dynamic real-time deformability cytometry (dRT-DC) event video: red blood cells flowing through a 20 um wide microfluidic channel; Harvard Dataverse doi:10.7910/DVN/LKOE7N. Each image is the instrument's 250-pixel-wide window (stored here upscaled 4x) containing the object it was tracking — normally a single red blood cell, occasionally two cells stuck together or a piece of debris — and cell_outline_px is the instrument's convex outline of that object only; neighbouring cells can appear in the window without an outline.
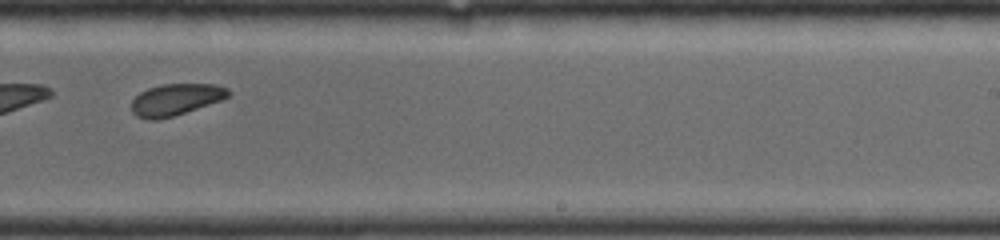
{"species": "common noctule bat (a hibernating species)", "species_latin": "Nyctalus noctula", "temperature_condition": "room temperature", "stored_images_in_passage": 31, "camera_frame_rate_fps": 4000, "um_per_image_px": 0.085, "animal": {"sex": "female", "body_mass_g": 19.0, "forearm_length_mm": 56.7}, "frame": {"image": 1, "passage_image": 18, "time_ms": 4.25, "image_size_px": [1000, 240], "cell_outline_px": [[232, 92], [228, 96], [220, 100], [172, 116], [156, 120], [148, 120], [136, 116], [132, 112], [132, 100], [140, 92], [148, 88], [160, 84], [216, 84], [228, 88]], "centroid_in_image_um": [14.91, 8.45], "position_along_channel_um": 274.1, "area_um2": 17.69}}